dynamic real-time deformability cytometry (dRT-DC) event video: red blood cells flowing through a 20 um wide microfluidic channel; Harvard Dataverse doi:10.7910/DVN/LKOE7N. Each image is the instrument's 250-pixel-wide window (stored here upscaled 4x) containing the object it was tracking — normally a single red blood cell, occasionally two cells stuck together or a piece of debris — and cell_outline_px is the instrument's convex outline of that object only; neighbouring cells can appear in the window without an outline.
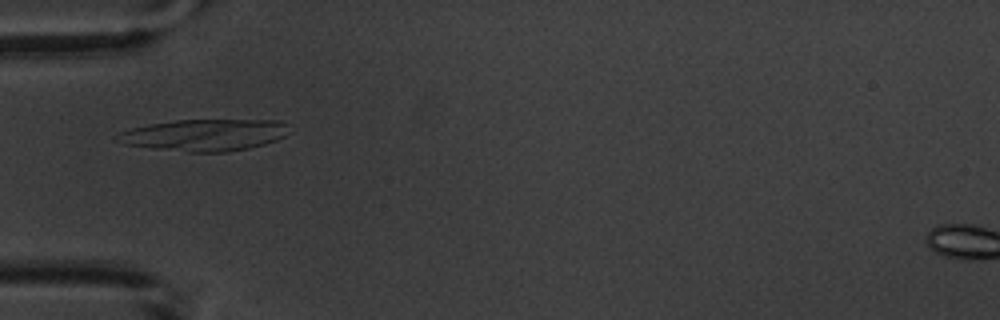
{"species": "common noctule bat (a hibernating species)", "species_latin": "Nyctalus noctula", "temperature_condition": "warm", "stored_images_in_passage": 1, "camera_frame_rate_fps": 3000, "um_per_image_px": 0.085, "animal": {"sex": "male", "body_mass_g": 20.1, "forearm_length_mm": 53.5}, "frame": {"image": 1, "passage_image": 1, "time_ms": 0.0, "image_size_px": [1000, 320], "cell_outline_px": [[284, 136], [276, 140], [264, 144], [248, 148], [228, 152], [188, 152], [152, 148], [124, 144], [116, 132], [148, 124], [176, 120], [280, 120], [284, 124]], "centroid_in_image_um": [17.34, 11.47], "position_along_channel_um": 67.7, "area_um2": 31.33}}